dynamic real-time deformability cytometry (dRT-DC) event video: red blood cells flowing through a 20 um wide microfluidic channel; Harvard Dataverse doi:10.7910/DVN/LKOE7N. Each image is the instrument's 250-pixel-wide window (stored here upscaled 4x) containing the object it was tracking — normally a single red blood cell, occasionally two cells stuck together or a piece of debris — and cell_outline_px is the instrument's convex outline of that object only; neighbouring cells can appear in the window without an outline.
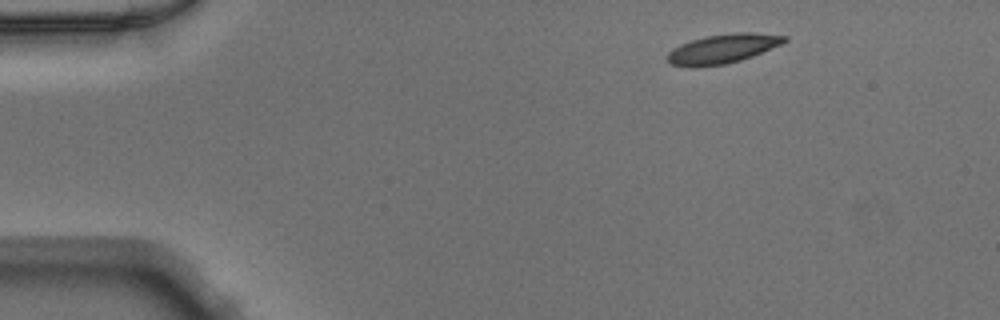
{"species": "Egyptian fruit bat (a non-hibernating species)", "species_latin": "Rousettus aegyptiacus", "temperature_condition": "warm", "stored_images_in_passage": 44, "camera_frame_rate_fps": 3000, "um_per_image_px": 0.085, "animal": {"sex": "male"}, "frame": {"image": 1, "passage_image": 1, "time_ms": 0.0, "image_size_px": [1000, 320], "cell_outline_px": [[788, 40], [780, 44], [752, 56], [728, 64], [692, 68], [672, 64], [664, 56], [672, 48], [680, 44], [704, 36], [736, 32], [752, 32], [788, 36]], "centroid_in_image_um": [61.38, 4.15], "position_along_channel_um": 23.6, "area_um2": 20.11}}
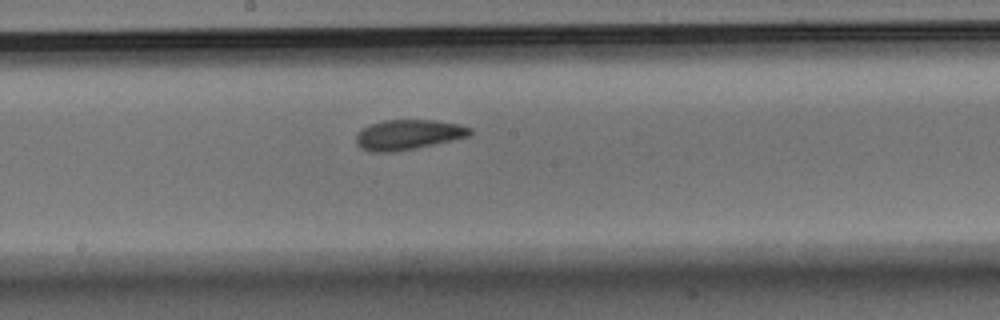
{"frame": {"image": 2, "passage_image": 21, "time_ms": 6.667, "image_size_px": [1000, 320], "cell_outline_px": [[472, 132], [468, 136], [416, 148], [396, 152], [368, 152], [360, 148], [356, 144], [356, 136], [364, 128], [372, 124], [384, 120], [436, 120], [460, 124], [472, 128]], "centroid_in_image_um": [34.69, 11.45], "position_along_channel_um": 213.5, "area_um2": 19.88}}
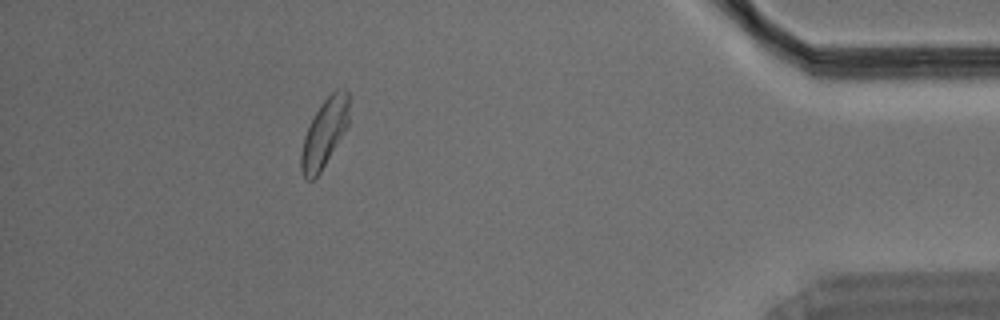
{"frame": {"image": 3, "passage_image": 39, "time_ms": 12.667, "image_size_px": [1000, 320], "cell_outline_px": [[348, 124], [320, 172], [312, 180], [308, 180], [304, 176], [300, 168], [300, 156], [304, 136], [320, 104], [336, 88], [348, 88]], "centroid_in_image_um": [27.57, 11.27], "position_along_channel_um": 407.6, "area_um2": 18.61}}